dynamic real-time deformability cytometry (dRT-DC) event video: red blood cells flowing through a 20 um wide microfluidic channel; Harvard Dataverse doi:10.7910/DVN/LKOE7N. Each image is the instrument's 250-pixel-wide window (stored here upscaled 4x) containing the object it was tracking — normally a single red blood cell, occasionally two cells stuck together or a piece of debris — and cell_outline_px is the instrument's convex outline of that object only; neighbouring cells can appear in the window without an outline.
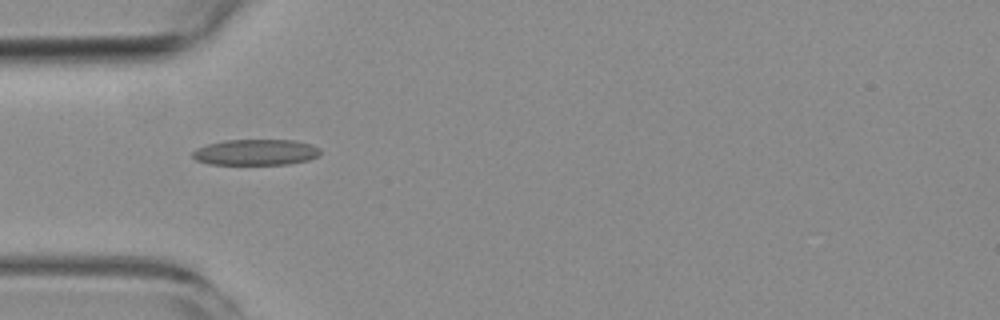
{"species": "common noctule bat (a hibernating species)", "species_latin": "Nyctalus noctula", "temperature_condition": "room temperature", "stored_images_in_passage": 3, "camera_frame_rate_fps": 3000, "um_per_image_px": 0.085, "animal": {"sex": "female", "body_mass_g": 19.3, "forearm_length_mm": 54.1}, "frame": {"image": 1, "passage_image": 1, "time_ms": 0.0, "image_size_px": [1000, 320], "cell_outline_px": [[320, 156], [308, 160], [288, 164], [208, 164], [196, 160], [192, 156], [192, 152], [196, 148], [208, 144], [224, 140], [292, 140], [312, 144], [320, 148]], "centroid_in_image_um": [21.75, 12.94], "position_along_channel_um": 63.2, "area_um2": 19.36}}
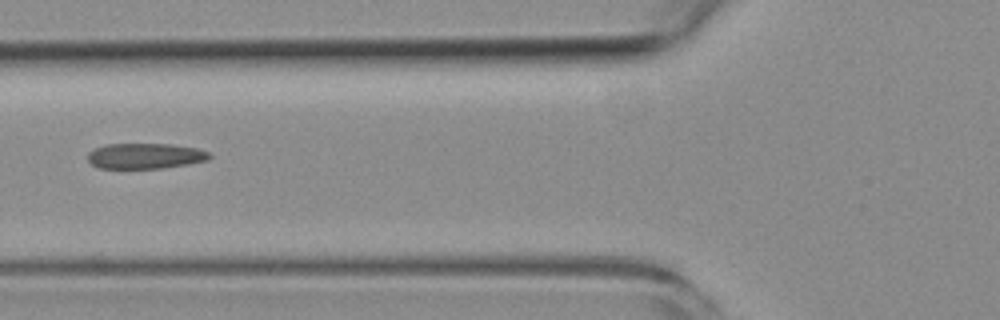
{"frame": {"image": 2, "passage_image": 2, "time_ms": 1.333, "image_size_px": [1000, 320], "cell_outline_px": [[212, 156], [208, 160], [188, 164], [164, 168], [96, 168], [88, 160], [88, 152], [104, 144], [172, 144], [196, 148], [208, 152]], "centroid_in_image_um": [12.34, 13.26], "position_along_channel_um": 113.5, "area_um2": 18.15}}
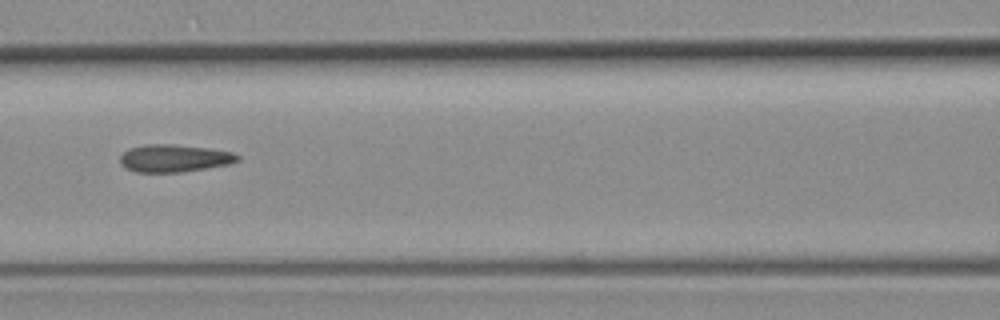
{"frame": {"image": 3, "passage_image": 3, "time_ms": 2.333, "image_size_px": [1000, 320], "cell_outline_px": [[240, 160], [228, 164], [208, 168], [180, 172], [136, 172], [120, 164], [120, 156], [128, 148], [144, 144], [172, 144], [208, 148], [232, 152], [240, 156]], "centroid_in_image_um": [14.8, 13.44], "position_along_channel_um": 151.8, "area_um2": 18.84}}